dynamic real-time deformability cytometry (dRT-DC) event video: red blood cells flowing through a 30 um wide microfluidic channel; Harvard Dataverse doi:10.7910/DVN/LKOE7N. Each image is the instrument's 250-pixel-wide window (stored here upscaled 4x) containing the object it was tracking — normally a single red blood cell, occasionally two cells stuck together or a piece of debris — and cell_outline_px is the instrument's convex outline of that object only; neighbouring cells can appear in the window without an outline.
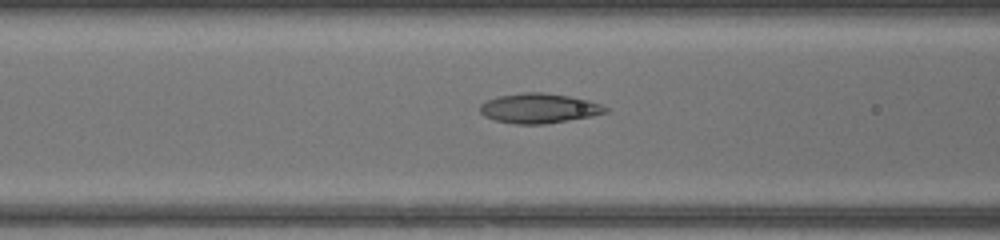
{"species": "common noctule bat (a hibernating species)", "species_latin": "Nyctalus noctula", "temperature_condition": "warm", "stored_images_in_passage": 52, "camera_frame_rate_fps": 3000, "um_per_image_px": 0.085, "animal": {"sex": "female", "body_mass_g": 17.0, "forearm_length_mm": 48.0}, "frame": {"image": 1, "passage_image": 22, "time_ms": 7.0, "image_size_px": [1000, 240], "cell_outline_px": [[608, 112], [592, 116], [544, 124], [516, 124], [496, 120], [484, 116], [480, 112], [480, 104], [496, 96], [520, 92], [544, 92], [568, 96], [588, 100], [600, 104], [608, 108]], "centroid_in_image_um": [45.8, 9.19], "position_along_channel_um": 120.8, "area_um2": 21.79}}
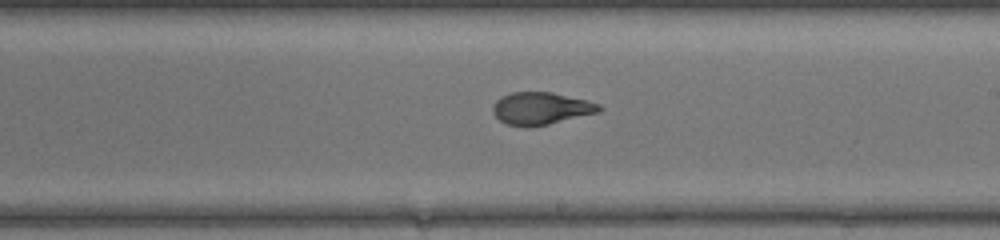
{"frame": {"image": 2, "passage_image": 31, "time_ms": 10.0, "image_size_px": [1000, 240], "cell_outline_px": [[604, 108], [600, 112], [532, 128], [528, 128], [508, 124], [500, 120], [492, 112], [492, 108], [496, 100], [500, 96], [512, 92], [552, 92], [588, 100], [600, 104]], "centroid_in_image_um": [46.0, 9.22], "position_along_channel_um": 243.0, "area_um2": 20.35}}
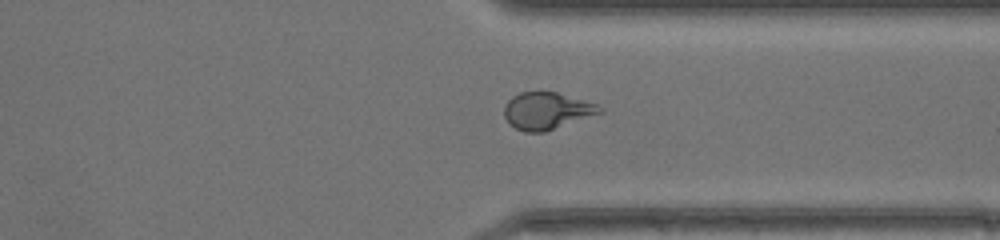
{"frame": {"image": 3, "passage_image": 40, "time_ms": 13.0, "image_size_px": [1000, 240], "cell_outline_px": [[604, 112], [544, 132], [524, 132], [508, 124], [504, 116], [504, 104], [512, 96], [520, 92], [556, 92], [596, 104], [604, 108]], "centroid_in_image_um": [46.45, 9.43], "position_along_channel_um": 365.0, "area_um2": 20.63}}